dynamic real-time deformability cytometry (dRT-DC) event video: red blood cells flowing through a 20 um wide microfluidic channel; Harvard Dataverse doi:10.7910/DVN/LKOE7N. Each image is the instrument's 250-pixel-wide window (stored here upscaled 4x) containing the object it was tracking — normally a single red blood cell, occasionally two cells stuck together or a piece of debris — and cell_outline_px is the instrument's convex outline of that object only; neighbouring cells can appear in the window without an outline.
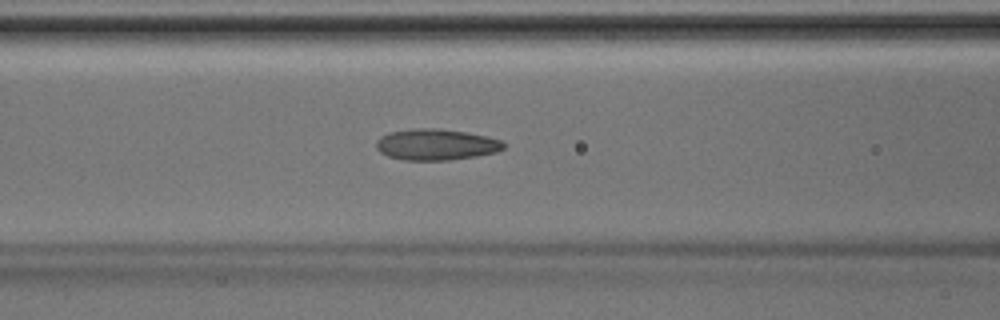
{"species": "Egyptian fruit bat (a non-hibernating species)", "species_latin": "Rousettus aegyptiacus", "temperature_condition": "room temperature", "stored_images_in_passage": 40, "camera_frame_rate_fps": 3000, "um_per_image_px": 0.085, "animal": {"sex": "male"}, "frame": {"image": 1, "passage_image": 14, "time_ms": 4.333, "image_size_px": [1000, 320], "cell_outline_px": [[504, 148], [496, 152], [476, 156], [448, 160], [404, 160], [388, 156], [380, 152], [376, 148], [376, 140], [380, 136], [388, 132], [412, 128], [440, 128], [488, 136], [500, 140], [504, 144]], "centroid_in_image_um": [37.03, 12.28], "position_along_channel_um": 129.6, "area_um2": 23.24}}
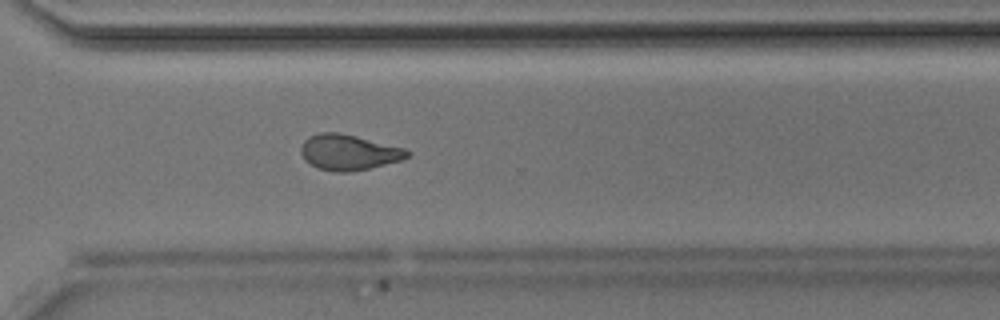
{"frame": {"image": 2, "passage_image": 28, "time_ms": 9.0, "image_size_px": [1000, 320], "cell_outline_px": [[412, 152], [404, 160], [368, 168], [348, 172], [336, 172], [316, 168], [304, 160], [300, 152], [300, 148], [304, 140], [308, 136], [320, 132], [340, 132], [408, 148]], "centroid_in_image_um": [29.66, 12.93], "position_along_channel_um": 340.9, "area_um2": 22.48}}
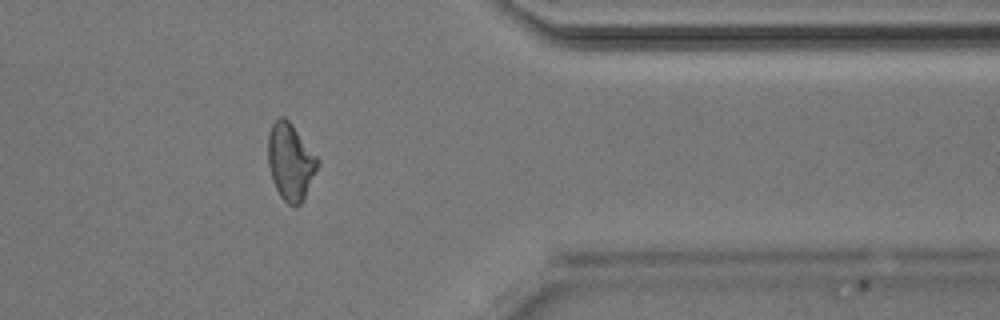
{"frame": {"image": 3, "passage_image": 32, "time_ms": 10.333, "image_size_px": [1000, 320], "cell_outline_px": [[320, 164], [300, 204], [296, 208], [288, 204], [280, 196], [272, 180], [268, 164], [268, 132], [272, 124], [280, 116], [284, 116], [292, 124], [320, 160]], "centroid_in_image_um": [24.68, 13.74], "position_along_channel_um": 386.7, "area_um2": 22.2}}